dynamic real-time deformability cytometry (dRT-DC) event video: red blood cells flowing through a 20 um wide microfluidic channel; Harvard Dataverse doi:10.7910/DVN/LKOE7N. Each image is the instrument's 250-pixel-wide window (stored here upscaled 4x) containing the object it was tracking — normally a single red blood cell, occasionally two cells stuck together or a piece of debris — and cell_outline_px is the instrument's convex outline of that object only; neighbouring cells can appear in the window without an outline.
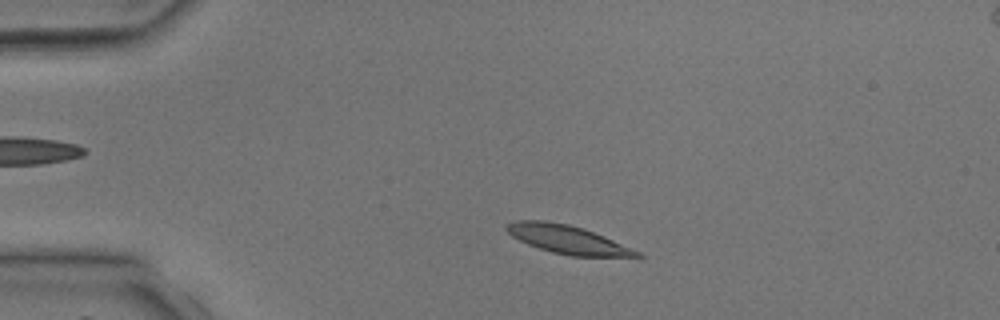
{"species": "common noctule bat (a hibernating species)", "species_latin": "Nyctalus noctula", "temperature_condition": "room temperature", "stored_images_in_passage": 26, "camera_frame_rate_fps": 3000, "um_per_image_px": 0.085, "animal": {"sex": "male", "body_mass_g": 17.9, "forearm_length_mm": 54.2}, "frame": {"image": 1, "passage_image": 2, "time_ms": 0.333, "image_size_px": [1000, 320], "cell_outline_px": [[644, 256], [572, 256], [552, 252], [528, 244], [512, 236], [504, 228], [508, 224], [516, 220], [544, 220], [568, 224], [584, 228], [604, 236], [640, 252]], "centroid_in_image_um": [48.2, 20.34], "position_along_channel_um": 36.8, "area_um2": 21.21}}
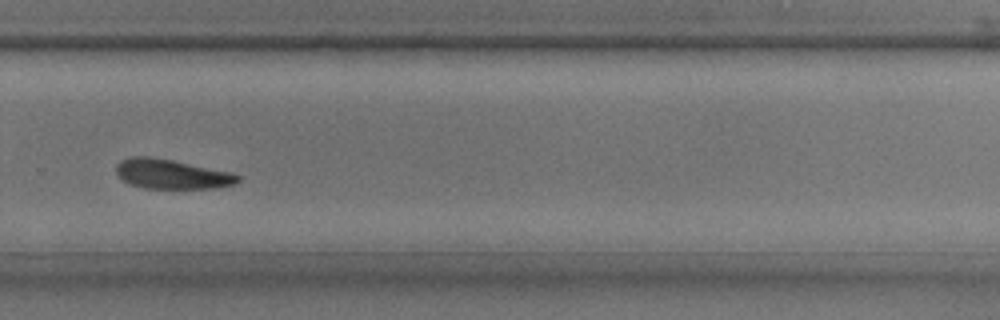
{"frame": {"image": 2, "passage_image": 21, "time_ms": 6.667, "image_size_px": [1000, 320], "cell_outline_px": [[240, 180], [232, 184], [216, 188], [144, 188], [132, 184], [124, 180], [116, 172], [116, 164], [120, 160], [132, 156], [148, 156], [172, 160], [232, 172], [240, 176]], "centroid_in_image_um": [14.59, 14.79], "position_along_channel_um": 315.2, "area_um2": 20.81}}
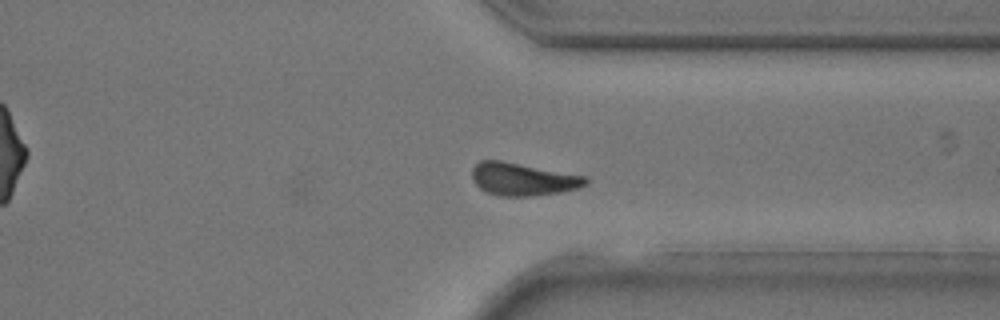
{"frame": {"image": 3, "passage_image": 24, "time_ms": 7.667, "image_size_px": [1000, 320], "cell_outline_px": [[588, 184], [576, 188], [560, 192], [532, 196], [500, 196], [484, 192], [472, 180], [472, 168], [480, 160], [500, 160], [588, 176]], "centroid_in_image_um": [44.43, 15.23], "position_along_channel_um": 367.0, "area_um2": 21.79}}